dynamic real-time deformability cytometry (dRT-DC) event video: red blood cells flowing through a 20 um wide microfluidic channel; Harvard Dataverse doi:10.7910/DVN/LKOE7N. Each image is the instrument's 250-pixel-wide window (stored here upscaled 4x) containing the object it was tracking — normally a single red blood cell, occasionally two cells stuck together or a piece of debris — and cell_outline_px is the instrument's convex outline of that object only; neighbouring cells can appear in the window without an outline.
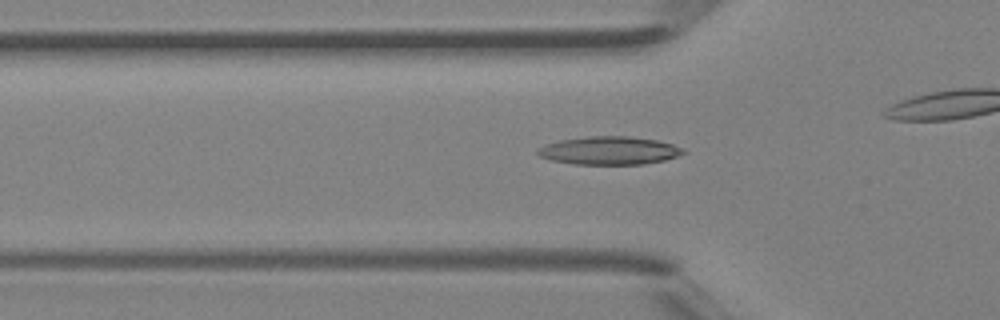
{"species": "Egyptian fruit bat (a non-hibernating species)", "species_latin": "Rousettus aegyptiacus", "temperature_condition": "room temperature", "stored_images_in_passage": 38, "camera_frame_rate_fps": 3000, "um_per_image_px": 0.085, "animal": {"sex": "female"}, "frame": {"image": 1, "passage_image": 16, "time_ms": 5.0, "image_size_px": [1000, 320], "cell_outline_px": [[688, 152], [664, 160], [644, 164], [572, 164], [552, 160], [540, 156], [536, 152], [544, 144], [560, 140], [588, 136], [628, 136], [656, 140], [672, 144], [684, 148]], "centroid_in_image_um": [51.8, 12.79], "position_along_channel_um": 74.0, "area_um2": 23.81}}
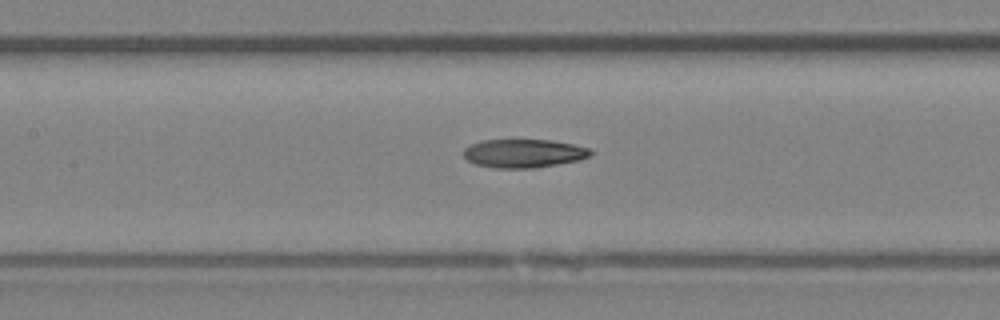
{"frame": {"image": 2, "passage_image": 22, "time_ms": 7.0, "image_size_px": [1000, 320], "cell_outline_px": [[592, 156], [580, 160], [532, 168], [496, 168], [476, 164], [468, 160], [464, 156], [464, 148], [480, 140], [552, 140], [572, 144], [588, 148], [592, 152]], "centroid_in_image_um": [44.52, 13.03], "position_along_channel_um": 162.9, "area_um2": 20.98}}
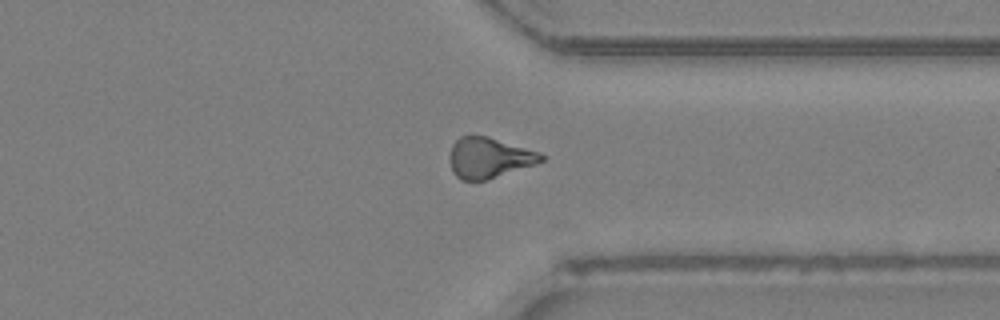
{"frame": {"image": 3, "passage_image": 36, "time_ms": 11.667, "image_size_px": [1000, 320], "cell_outline_px": [[544, 160], [536, 164], [484, 180], [460, 180], [452, 172], [448, 160], [448, 156], [452, 144], [460, 136], [488, 136], [540, 152], [544, 156]], "centroid_in_image_um": [41.53, 13.4], "position_along_channel_um": 369.9, "area_um2": 21.68}}